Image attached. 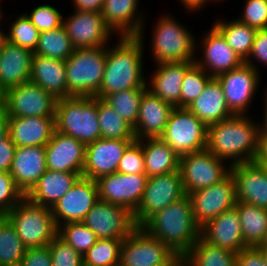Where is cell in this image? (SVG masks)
Returning <instances> with one entry per match:
<instances>
[{"instance_id":"cell-38","label":"cell","mask_w":267,"mask_h":266,"mask_svg":"<svg viewBox=\"0 0 267 266\" xmlns=\"http://www.w3.org/2000/svg\"><path fill=\"white\" fill-rule=\"evenodd\" d=\"M97 108L101 138L135 140L133 127L103 99L97 98Z\"/></svg>"},{"instance_id":"cell-58","label":"cell","mask_w":267,"mask_h":266,"mask_svg":"<svg viewBox=\"0 0 267 266\" xmlns=\"http://www.w3.org/2000/svg\"><path fill=\"white\" fill-rule=\"evenodd\" d=\"M7 90L0 84V114L6 113Z\"/></svg>"},{"instance_id":"cell-54","label":"cell","mask_w":267,"mask_h":266,"mask_svg":"<svg viewBox=\"0 0 267 266\" xmlns=\"http://www.w3.org/2000/svg\"><path fill=\"white\" fill-rule=\"evenodd\" d=\"M105 0H72L76 11L101 12Z\"/></svg>"},{"instance_id":"cell-15","label":"cell","mask_w":267,"mask_h":266,"mask_svg":"<svg viewBox=\"0 0 267 266\" xmlns=\"http://www.w3.org/2000/svg\"><path fill=\"white\" fill-rule=\"evenodd\" d=\"M146 174L112 173L96 180L99 200L122 206L133 214L142 199Z\"/></svg>"},{"instance_id":"cell-7","label":"cell","mask_w":267,"mask_h":266,"mask_svg":"<svg viewBox=\"0 0 267 266\" xmlns=\"http://www.w3.org/2000/svg\"><path fill=\"white\" fill-rule=\"evenodd\" d=\"M152 31V45L155 64L164 62H195L196 43L192 32L171 15L157 19Z\"/></svg>"},{"instance_id":"cell-21","label":"cell","mask_w":267,"mask_h":266,"mask_svg":"<svg viewBox=\"0 0 267 266\" xmlns=\"http://www.w3.org/2000/svg\"><path fill=\"white\" fill-rule=\"evenodd\" d=\"M237 202L267 209V172L261 164L244 162L231 166Z\"/></svg>"},{"instance_id":"cell-1","label":"cell","mask_w":267,"mask_h":266,"mask_svg":"<svg viewBox=\"0 0 267 266\" xmlns=\"http://www.w3.org/2000/svg\"><path fill=\"white\" fill-rule=\"evenodd\" d=\"M144 34L120 36L117 44L107 47L103 80L96 98L122 90L147 88L143 75Z\"/></svg>"},{"instance_id":"cell-25","label":"cell","mask_w":267,"mask_h":266,"mask_svg":"<svg viewBox=\"0 0 267 266\" xmlns=\"http://www.w3.org/2000/svg\"><path fill=\"white\" fill-rule=\"evenodd\" d=\"M45 146L16 147L9 173L26 195L46 172Z\"/></svg>"},{"instance_id":"cell-30","label":"cell","mask_w":267,"mask_h":266,"mask_svg":"<svg viewBox=\"0 0 267 266\" xmlns=\"http://www.w3.org/2000/svg\"><path fill=\"white\" fill-rule=\"evenodd\" d=\"M30 82L41 86L56 99L68 97L65 61L33 53Z\"/></svg>"},{"instance_id":"cell-49","label":"cell","mask_w":267,"mask_h":266,"mask_svg":"<svg viewBox=\"0 0 267 266\" xmlns=\"http://www.w3.org/2000/svg\"><path fill=\"white\" fill-rule=\"evenodd\" d=\"M239 21L256 28L267 29V0H246Z\"/></svg>"},{"instance_id":"cell-66","label":"cell","mask_w":267,"mask_h":266,"mask_svg":"<svg viewBox=\"0 0 267 266\" xmlns=\"http://www.w3.org/2000/svg\"><path fill=\"white\" fill-rule=\"evenodd\" d=\"M212 1H213V2H215V1L217 2V1H220V0H209V3L212 2ZM221 1H222V0H221Z\"/></svg>"},{"instance_id":"cell-22","label":"cell","mask_w":267,"mask_h":266,"mask_svg":"<svg viewBox=\"0 0 267 266\" xmlns=\"http://www.w3.org/2000/svg\"><path fill=\"white\" fill-rule=\"evenodd\" d=\"M201 42L203 57L202 60L196 59L195 63L211 77L229 72L244 63L213 25Z\"/></svg>"},{"instance_id":"cell-19","label":"cell","mask_w":267,"mask_h":266,"mask_svg":"<svg viewBox=\"0 0 267 266\" xmlns=\"http://www.w3.org/2000/svg\"><path fill=\"white\" fill-rule=\"evenodd\" d=\"M135 140L99 138L86 145L83 176L92 180L117 172L125 150Z\"/></svg>"},{"instance_id":"cell-16","label":"cell","mask_w":267,"mask_h":266,"mask_svg":"<svg viewBox=\"0 0 267 266\" xmlns=\"http://www.w3.org/2000/svg\"><path fill=\"white\" fill-rule=\"evenodd\" d=\"M259 75L257 70L243 63L238 68L215 77L223 89L227 106L234 115H248L246 112L259 86Z\"/></svg>"},{"instance_id":"cell-10","label":"cell","mask_w":267,"mask_h":266,"mask_svg":"<svg viewBox=\"0 0 267 266\" xmlns=\"http://www.w3.org/2000/svg\"><path fill=\"white\" fill-rule=\"evenodd\" d=\"M186 196L180 171L148 177L142 199L136 209V227H142L152 216Z\"/></svg>"},{"instance_id":"cell-3","label":"cell","mask_w":267,"mask_h":266,"mask_svg":"<svg viewBox=\"0 0 267 266\" xmlns=\"http://www.w3.org/2000/svg\"><path fill=\"white\" fill-rule=\"evenodd\" d=\"M142 228L178 256H184L201 237L188 195L156 213Z\"/></svg>"},{"instance_id":"cell-2","label":"cell","mask_w":267,"mask_h":266,"mask_svg":"<svg viewBox=\"0 0 267 266\" xmlns=\"http://www.w3.org/2000/svg\"><path fill=\"white\" fill-rule=\"evenodd\" d=\"M259 124L247 115H234L211 124L206 149L219 159L229 161L231 166L252 162L258 151Z\"/></svg>"},{"instance_id":"cell-24","label":"cell","mask_w":267,"mask_h":266,"mask_svg":"<svg viewBox=\"0 0 267 266\" xmlns=\"http://www.w3.org/2000/svg\"><path fill=\"white\" fill-rule=\"evenodd\" d=\"M173 108L147 89L141 97L138 118L133 127L135 140L161 137Z\"/></svg>"},{"instance_id":"cell-39","label":"cell","mask_w":267,"mask_h":266,"mask_svg":"<svg viewBox=\"0 0 267 266\" xmlns=\"http://www.w3.org/2000/svg\"><path fill=\"white\" fill-rule=\"evenodd\" d=\"M26 250L14 226L0 216V266H19Z\"/></svg>"},{"instance_id":"cell-64","label":"cell","mask_w":267,"mask_h":266,"mask_svg":"<svg viewBox=\"0 0 267 266\" xmlns=\"http://www.w3.org/2000/svg\"><path fill=\"white\" fill-rule=\"evenodd\" d=\"M262 166H263V168L266 170V172H267V161L266 162H264L263 164H262Z\"/></svg>"},{"instance_id":"cell-27","label":"cell","mask_w":267,"mask_h":266,"mask_svg":"<svg viewBox=\"0 0 267 266\" xmlns=\"http://www.w3.org/2000/svg\"><path fill=\"white\" fill-rule=\"evenodd\" d=\"M137 8L138 0H105L101 15L118 37L137 36L143 34L145 24Z\"/></svg>"},{"instance_id":"cell-4","label":"cell","mask_w":267,"mask_h":266,"mask_svg":"<svg viewBox=\"0 0 267 266\" xmlns=\"http://www.w3.org/2000/svg\"><path fill=\"white\" fill-rule=\"evenodd\" d=\"M55 130L77 139L85 146L101 138L97 98L70 96L57 99Z\"/></svg>"},{"instance_id":"cell-51","label":"cell","mask_w":267,"mask_h":266,"mask_svg":"<svg viewBox=\"0 0 267 266\" xmlns=\"http://www.w3.org/2000/svg\"><path fill=\"white\" fill-rule=\"evenodd\" d=\"M19 266H52L49 245L44 247L27 248Z\"/></svg>"},{"instance_id":"cell-32","label":"cell","mask_w":267,"mask_h":266,"mask_svg":"<svg viewBox=\"0 0 267 266\" xmlns=\"http://www.w3.org/2000/svg\"><path fill=\"white\" fill-rule=\"evenodd\" d=\"M80 176L74 172L47 169L25 196L33 203L52 208Z\"/></svg>"},{"instance_id":"cell-37","label":"cell","mask_w":267,"mask_h":266,"mask_svg":"<svg viewBox=\"0 0 267 266\" xmlns=\"http://www.w3.org/2000/svg\"><path fill=\"white\" fill-rule=\"evenodd\" d=\"M74 50L75 48L62 25L53 30L40 32L38 44L33 53L66 61Z\"/></svg>"},{"instance_id":"cell-45","label":"cell","mask_w":267,"mask_h":266,"mask_svg":"<svg viewBox=\"0 0 267 266\" xmlns=\"http://www.w3.org/2000/svg\"><path fill=\"white\" fill-rule=\"evenodd\" d=\"M32 24L40 31H49L63 25V15L51 5L36 6L30 14H26Z\"/></svg>"},{"instance_id":"cell-9","label":"cell","mask_w":267,"mask_h":266,"mask_svg":"<svg viewBox=\"0 0 267 266\" xmlns=\"http://www.w3.org/2000/svg\"><path fill=\"white\" fill-rule=\"evenodd\" d=\"M219 159L209 150L185 154L179 157V171L186 195L212 186L231 173V165Z\"/></svg>"},{"instance_id":"cell-28","label":"cell","mask_w":267,"mask_h":266,"mask_svg":"<svg viewBox=\"0 0 267 266\" xmlns=\"http://www.w3.org/2000/svg\"><path fill=\"white\" fill-rule=\"evenodd\" d=\"M8 128L16 147L45 146L55 131V117H8Z\"/></svg>"},{"instance_id":"cell-56","label":"cell","mask_w":267,"mask_h":266,"mask_svg":"<svg viewBox=\"0 0 267 266\" xmlns=\"http://www.w3.org/2000/svg\"><path fill=\"white\" fill-rule=\"evenodd\" d=\"M183 5H185V8L189 9V11L193 12L194 10L198 11L201 8L205 7L206 3L209 2V0H180ZM193 10V11H192Z\"/></svg>"},{"instance_id":"cell-34","label":"cell","mask_w":267,"mask_h":266,"mask_svg":"<svg viewBox=\"0 0 267 266\" xmlns=\"http://www.w3.org/2000/svg\"><path fill=\"white\" fill-rule=\"evenodd\" d=\"M239 214L242 236L248 247L259 246L267 231V209L237 202L235 205Z\"/></svg>"},{"instance_id":"cell-12","label":"cell","mask_w":267,"mask_h":266,"mask_svg":"<svg viewBox=\"0 0 267 266\" xmlns=\"http://www.w3.org/2000/svg\"><path fill=\"white\" fill-rule=\"evenodd\" d=\"M196 223L202 227L237 203L235 180L230 173L212 186L188 194Z\"/></svg>"},{"instance_id":"cell-44","label":"cell","mask_w":267,"mask_h":266,"mask_svg":"<svg viewBox=\"0 0 267 266\" xmlns=\"http://www.w3.org/2000/svg\"><path fill=\"white\" fill-rule=\"evenodd\" d=\"M19 15L16 18L17 20L10 25V31L6 32L7 41L34 52L38 44L40 31L32 24L26 13Z\"/></svg>"},{"instance_id":"cell-23","label":"cell","mask_w":267,"mask_h":266,"mask_svg":"<svg viewBox=\"0 0 267 266\" xmlns=\"http://www.w3.org/2000/svg\"><path fill=\"white\" fill-rule=\"evenodd\" d=\"M201 238L216 247L238 253L248 247L244 243L237 209L226 210L201 227Z\"/></svg>"},{"instance_id":"cell-59","label":"cell","mask_w":267,"mask_h":266,"mask_svg":"<svg viewBox=\"0 0 267 266\" xmlns=\"http://www.w3.org/2000/svg\"><path fill=\"white\" fill-rule=\"evenodd\" d=\"M168 266H191V264L184 256H178Z\"/></svg>"},{"instance_id":"cell-53","label":"cell","mask_w":267,"mask_h":266,"mask_svg":"<svg viewBox=\"0 0 267 266\" xmlns=\"http://www.w3.org/2000/svg\"><path fill=\"white\" fill-rule=\"evenodd\" d=\"M15 149L16 145L9 137V132L0 138V172H9Z\"/></svg>"},{"instance_id":"cell-31","label":"cell","mask_w":267,"mask_h":266,"mask_svg":"<svg viewBox=\"0 0 267 266\" xmlns=\"http://www.w3.org/2000/svg\"><path fill=\"white\" fill-rule=\"evenodd\" d=\"M207 126L234 116L229 110L219 81L212 77L203 92L187 107Z\"/></svg>"},{"instance_id":"cell-17","label":"cell","mask_w":267,"mask_h":266,"mask_svg":"<svg viewBox=\"0 0 267 266\" xmlns=\"http://www.w3.org/2000/svg\"><path fill=\"white\" fill-rule=\"evenodd\" d=\"M98 201L96 180L80 176L71 189L51 208L57 227L64 223L82 222Z\"/></svg>"},{"instance_id":"cell-60","label":"cell","mask_w":267,"mask_h":266,"mask_svg":"<svg viewBox=\"0 0 267 266\" xmlns=\"http://www.w3.org/2000/svg\"><path fill=\"white\" fill-rule=\"evenodd\" d=\"M264 94H265V97H264L265 98V101H264L265 102V104H264L265 105V107H264V110H265L264 111V114H265L264 118L265 119H264V121L262 123L263 125L259 124V132L260 133H267V94L266 93H264Z\"/></svg>"},{"instance_id":"cell-40","label":"cell","mask_w":267,"mask_h":266,"mask_svg":"<svg viewBox=\"0 0 267 266\" xmlns=\"http://www.w3.org/2000/svg\"><path fill=\"white\" fill-rule=\"evenodd\" d=\"M147 88H133L112 93L103 98L116 113L134 127L139 114L141 97Z\"/></svg>"},{"instance_id":"cell-43","label":"cell","mask_w":267,"mask_h":266,"mask_svg":"<svg viewBox=\"0 0 267 266\" xmlns=\"http://www.w3.org/2000/svg\"><path fill=\"white\" fill-rule=\"evenodd\" d=\"M212 77L194 63L185 73L180 93V107L187 108L200 96L207 82Z\"/></svg>"},{"instance_id":"cell-6","label":"cell","mask_w":267,"mask_h":266,"mask_svg":"<svg viewBox=\"0 0 267 266\" xmlns=\"http://www.w3.org/2000/svg\"><path fill=\"white\" fill-rule=\"evenodd\" d=\"M107 47L78 48L65 61L68 97H95L99 92Z\"/></svg>"},{"instance_id":"cell-65","label":"cell","mask_w":267,"mask_h":266,"mask_svg":"<svg viewBox=\"0 0 267 266\" xmlns=\"http://www.w3.org/2000/svg\"><path fill=\"white\" fill-rule=\"evenodd\" d=\"M1 9V8H0ZM3 18V14H1V10H0V20Z\"/></svg>"},{"instance_id":"cell-36","label":"cell","mask_w":267,"mask_h":266,"mask_svg":"<svg viewBox=\"0 0 267 266\" xmlns=\"http://www.w3.org/2000/svg\"><path fill=\"white\" fill-rule=\"evenodd\" d=\"M184 257L191 266H236V253L211 245L201 237Z\"/></svg>"},{"instance_id":"cell-41","label":"cell","mask_w":267,"mask_h":266,"mask_svg":"<svg viewBox=\"0 0 267 266\" xmlns=\"http://www.w3.org/2000/svg\"><path fill=\"white\" fill-rule=\"evenodd\" d=\"M121 239H98L83 255L84 266H118Z\"/></svg>"},{"instance_id":"cell-29","label":"cell","mask_w":267,"mask_h":266,"mask_svg":"<svg viewBox=\"0 0 267 266\" xmlns=\"http://www.w3.org/2000/svg\"><path fill=\"white\" fill-rule=\"evenodd\" d=\"M33 52L6 42L0 52V84L6 89L30 82Z\"/></svg>"},{"instance_id":"cell-61","label":"cell","mask_w":267,"mask_h":266,"mask_svg":"<svg viewBox=\"0 0 267 266\" xmlns=\"http://www.w3.org/2000/svg\"><path fill=\"white\" fill-rule=\"evenodd\" d=\"M3 30L0 29V52L4 47V44L7 42V33L2 32Z\"/></svg>"},{"instance_id":"cell-57","label":"cell","mask_w":267,"mask_h":266,"mask_svg":"<svg viewBox=\"0 0 267 266\" xmlns=\"http://www.w3.org/2000/svg\"><path fill=\"white\" fill-rule=\"evenodd\" d=\"M9 132L7 113L0 114V138H3Z\"/></svg>"},{"instance_id":"cell-18","label":"cell","mask_w":267,"mask_h":266,"mask_svg":"<svg viewBox=\"0 0 267 266\" xmlns=\"http://www.w3.org/2000/svg\"><path fill=\"white\" fill-rule=\"evenodd\" d=\"M74 11L69 18H63V27L74 48L109 46L114 32L104 22L101 12Z\"/></svg>"},{"instance_id":"cell-62","label":"cell","mask_w":267,"mask_h":266,"mask_svg":"<svg viewBox=\"0 0 267 266\" xmlns=\"http://www.w3.org/2000/svg\"><path fill=\"white\" fill-rule=\"evenodd\" d=\"M257 247L261 250L265 264L267 265V246H257Z\"/></svg>"},{"instance_id":"cell-52","label":"cell","mask_w":267,"mask_h":266,"mask_svg":"<svg viewBox=\"0 0 267 266\" xmlns=\"http://www.w3.org/2000/svg\"><path fill=\"white\" fill-rule=\"evenodd\" d=\"M236 266H267L258 247H246L236 253Z\"/></svg>"},{"instance_id":"cell-63","label":"cell","mask_w":267,"mask_h":266,"mask_svg":"<svg viewBox=\"0 0 267 266\" xmlns=\"http://www.w3.org/2000/svg\"><path fill=\"white\" fill-rule=\"evenodd\" d=\"M259 246H267V231H266V234H265V237H264L262 243Z\"/></svg>"},{"instance_id":"cell-8","label":"cell","mask_w":267,"mask_h":266,"mask_svg":"<svg viewBox=\"0 0 267 266\" xmlns=\"http://www.w3.org/2000/svg\"><path fill=\"white\" fill-rule=\"evenodd\" d=\"M208 126L188 108L174 107L161 138L180 157L207 147Z\"/></svg>"},{"instance_id":"cell-55","label":"cell","mask_w":267,"mask_h":266,"mask_svg":"<svg viewBox=\"0 0 267 266\" xmlns=\"http://www.w3.org/2000/svg\"><path fill=\"white\" fill-rule=\"evenodd\" d=\"M254 161L261 165L267 161V133H258V151Z\"/></svg>"},{"instance_id":"cell-48","label":"cell","mask_w":267,"mask_h":266,"mask_svg":"<svg viewBox=\"0 0 267 266\" xmlns=\"http://www.w3.org/2000/svg\"><path fill=\"white\" fill-rule=\"evenodd\" d=\"M118 173L145 174L142 145L135 140L124 152L117 167Z\"/></svg>"},{"instance_id":"cell-42","label":"cell","mask_w":267,"mask_h":266,"mask_svg":"<svg viewBox=\"0 0 267 266\" xmlns=\"http://www.w3.org/2000/svg\"><path fill=\"white\" fill-rule=\"evenodd\" d=\"M57 236L71 245L82 256L98 240L94 232L82 222L64 223L58 226Z\"/></svg>"},{"instance_id":"cell-11","label":"cell","mask_w":267,"mask_h":266,"mask_svg":"<svg viewBox=\"0 0 267 266\" xmlns=\"http://www.w3.org/2000/svg\"><path fill=\"white\" fill-rule=\"evenodd\" d=\"M178 255L165 243L136 227L123 240L120 249V266H168Z\"/></svg>"},{"instance_id":"cell-5","label":"cell","mask_w":267,"mask_h":266,"mask_svg":"<svg viewBox=\"0 0 267 266\" xmlns=\"http://www.w3.org/2000/svg\"><path fill=\"white\" fill-rule=\"evenodd\" d=\"M5 217L27 248L48 246L57 236L51 208L33 203L26 196Z\"/></svg>"},{"instance_id":"cell-14","label":"cell","mask_w":267,"mask_h":266,"mask_svg":"<svg viewBox=\"0 0 267 266\" xmlns=\"http://www.w3.org/2000/svg\"><path fill=\"white\" fill-rule=\"evenodd\" d=\"M57 99L41 86L32 82L7 90L8 117H55Z\"/></svg>"},{"instance_id":"cell-33","label":"cell","mask_w":267,"mask_h":266,"mask_svg":"<svg viewBox=\"0 0 267 266\" xmlns=\"http://www.w3.org/2000/svg\"><path fill=\"white\" fill-rule=\"evenodd\" d=\"M138 141L142 145L145 174L148 177L179 171V156L161 137Z\"/></svg>"},{"instance_id":"cell-50","label":"cell","mask_w":267,"mask_h":266,"mask_svg":"<svg viewBox=\"0 0 267 266\" xmlns=\"http://www.w3.org/2000/svg\"><path fill=\"white\" fill-rule=\"evenodd\" d=\"M255 59L258 63L267 65V29L257 30L254 43L252 45L250 54L244 63L250 65L255 70H258V66L254 63Z\"/></svg>"},{"instance_id":"cell-46","label":"cell","mask_w":267,"mask_h":266,"mask_svg":"<svg viewBox=\"0 0 267 266\" xmlns=\"http://www.w3.org/2000/svg\"><path fill=\"white\" fill-rule=\"evenodd\" d=\"M49 251L52 266H84L83 256L58 236L49 243Z\"/></svg>"},{"instance_id":"cell-26","label":"cell","mask_w":267,"mask_h":266,"mask_svg":"<svg viewBox=\"0 0 267 266\" xmlns=\"http://www.w3.org/2000/svg\"><path fill=\"white\" fill-rule=\"evenodd\" d=\"M195 62H164L157 64L147 89L173 107H180L182 81L186 71ZM149 85V86H148Z\"/></svg>"},{"instance_id":"cell-35","label":"cell","mask_w":267,"mask_h":266,"mask_svg":"<svg viewBox=\"0 0 267 266\" xmlns=\"http://www.w3.org/2000/svg\"><path fill=\"white\" fill-rule=\"evenodd\" d=\"M213 26L223 35L234 52L245 61L250 54L257 29L240 22L238 19L229 22L219 20Z\"/></svg>"},{"instance_id":"cell-47","label":"cell","mask_w":267,"mask_h":266,"mask_svg":"<svg viewBox=\"0 0 267 266\" xmlns=\"http://www.w3.org/2000/svg\"><path fill=\"white\" fill-rule=\"evenodd\" d=\"M25 195L9 172H0V216H5Z\"/></svg>"},{"instance_id":"cell-20","label":"cell","mask_w":267,"mask_h":266,"mask_svg":"<svg viewBox=\"0 0 267 266\" xmlns=\"http://www.w3.org/2000/svg\"><path fill=\"white\" fill-rule=\"evenodd\" d=\"M86 146L77 139L54 131L45 145L47 169L83 176Z\"/></svg>"},{"instance_id":"cell-13","label":"cell","mask_w":267,"mask_h":266,"mask_svg":"<svg viewBox=\"0 0 267 266\" xmlns=\"http://www.w3.org/2000/svg\"><path fill=\"white\" fill-rule=\"evenodd\" d=\"M98 239L127 238L136 228L133 213L128 209L99 200L82 220Z\"/></svg>"}]
</instances>
